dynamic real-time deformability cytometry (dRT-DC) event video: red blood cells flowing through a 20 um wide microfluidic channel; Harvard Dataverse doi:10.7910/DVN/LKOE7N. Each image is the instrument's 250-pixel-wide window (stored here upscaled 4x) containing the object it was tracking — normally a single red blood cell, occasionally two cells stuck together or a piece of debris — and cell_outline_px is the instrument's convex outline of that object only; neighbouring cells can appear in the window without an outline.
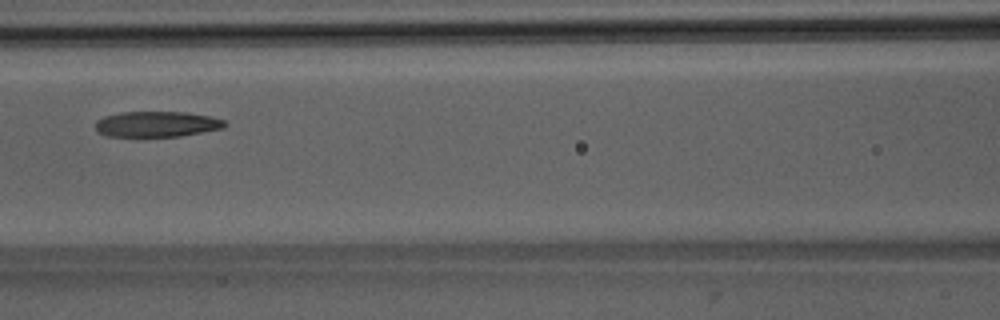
{"species": "Egyptian fruit bat (a non-hibernating species)", "species_latin": "Rousettus aegyptiacus", "temperature_condition": "room temperature", "stored_images_in_passage": 5, "camera_frame_rate_fps": 3000, "um_per_image_px": 0.085, "animal": {"sex": "male"}, "frame": {"image": 1, "passage_image": 5, "time_ms": 4.667, "image_size_px": [1000, 320], "cell_outline_px": [[228, 124], [224, 128], [180, 136], [108, 136], [96, 132], [96, 120], [104, 116], [124, 112], [188, 112], [208, 116], [224, 120]], "centroid_in_image_um": [13.33, 10.55], "position_along_channel_um": 153.3, "area_um2": 19.25}}